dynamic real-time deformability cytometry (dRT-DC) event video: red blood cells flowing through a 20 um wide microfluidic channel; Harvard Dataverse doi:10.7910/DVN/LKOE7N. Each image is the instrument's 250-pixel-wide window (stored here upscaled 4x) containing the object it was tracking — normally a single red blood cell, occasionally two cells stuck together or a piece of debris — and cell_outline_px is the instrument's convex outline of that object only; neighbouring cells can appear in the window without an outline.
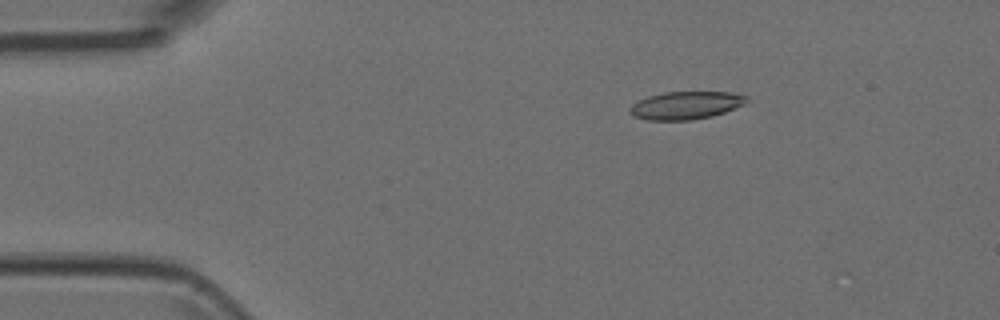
{"species": "Egyptian fruit bat (a non-hibernating species)", "species_latin": "Rousettus aegyptiacus", "temperature_condition": "room temperature", "stored_images_in_passage": 5, "camera_frame_rate_fps": 3000, "um_per_image_px": 0.085, "animal": {"sex": "female"}, "frame": {"image": 1, "passage_image": 3, "time_ms": 0.667, "image_size_px": [1000, 320], "cell_outline_px": [[748, 100], [744, 104], [724, 112], [712, 116], [692, 120], [648, 120], [632, 116], [628, 108], [632, 104], [648, 96], [664, 92], [728, 92], [748, 96]], "centroid_in_image_um": [58.27, 8.96], "position_along_channel_um": 26.7, "area_um2": 18.9}}
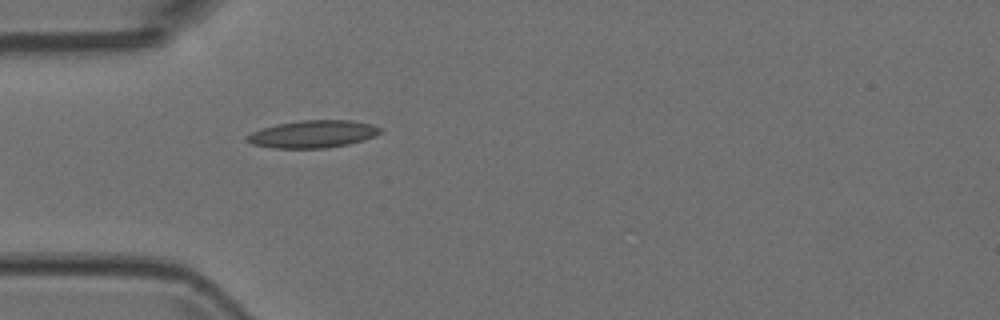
{"frame": {"image": 2, "passage_image": 5, "time_ms": 1.333, "image_size_px": [1000, 320], "cell_outline_px": [[384, 128], [376, 136], [364, 140], [348, 144], [328, 148], [272, 148], [252, 144], [244, 140], [244, 136], [252, 132], [276, 124], [300, 120], [352, 120], [372, 124]], "centroid_in_image_um": [26.61, 11.39], "position_along_channel_um": 58.4, "area_um2": 21.56}}